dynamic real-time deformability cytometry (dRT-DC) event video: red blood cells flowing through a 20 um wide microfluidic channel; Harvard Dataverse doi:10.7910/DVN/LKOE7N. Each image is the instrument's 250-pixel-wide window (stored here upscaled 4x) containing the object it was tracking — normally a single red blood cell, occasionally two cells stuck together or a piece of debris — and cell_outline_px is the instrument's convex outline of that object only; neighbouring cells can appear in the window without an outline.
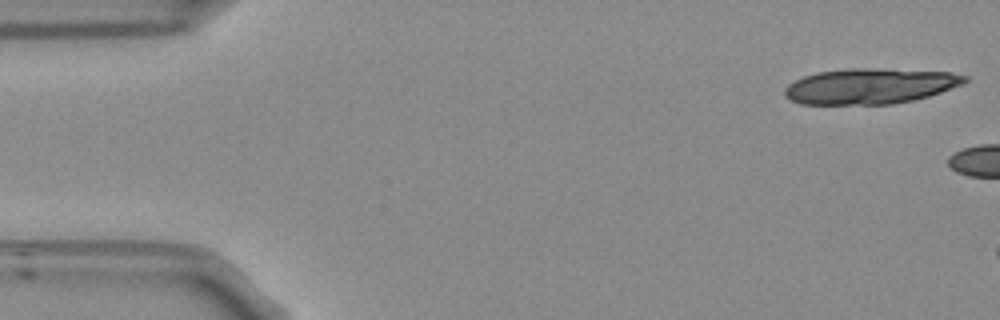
{"species": "Egyptian fruit bat (a non-hibernating species)", "species_latin": "Rousettus aegyptiacus", "temperature_condition": "room temperature", "stored_images_in_passage": 5, "camera_frame_rate_fps": 3000, "um_per_image_px": 0.085, "frame": {"image": 1, "passage_image": 1, "time_ms": 0.0, "image_size_px": [1000, 320], "cell_outline_px": [[968, 80], [964, 84], [928, 96], [912, 100], [892, 104], [800, 104], [784, 96], [784, 88], [788, 84], [804, 76], [816, 72], [844, 68], [868, 68], [952, 72], [968, 76]], "centroid_in_image_um": [73.95, 7.31], "position_along_channel_um": 11.0, "area_um2": 37.4}}